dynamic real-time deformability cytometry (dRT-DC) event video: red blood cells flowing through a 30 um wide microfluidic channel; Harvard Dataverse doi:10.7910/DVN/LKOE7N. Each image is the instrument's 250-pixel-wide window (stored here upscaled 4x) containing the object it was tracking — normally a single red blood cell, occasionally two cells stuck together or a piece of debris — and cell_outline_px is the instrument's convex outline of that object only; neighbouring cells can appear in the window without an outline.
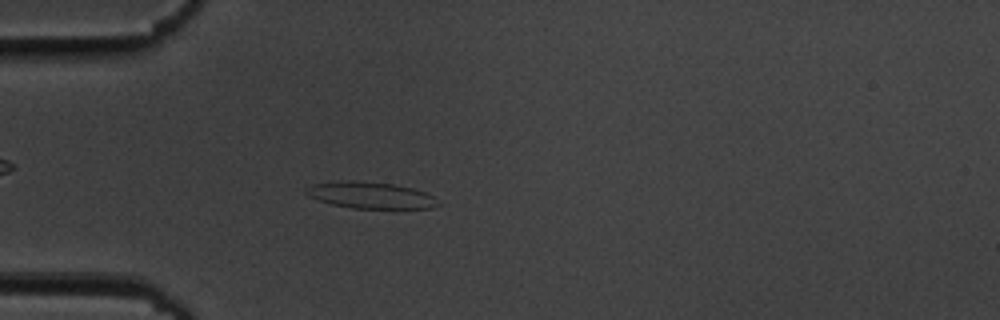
{"species": "common noctule bat (a hibernating species)", "species_latin": "Nyctalus noctula", "temperature_condition": "cold", "stored_images_in_passage": 54, "camera_frame_rate_fps": 3000, "um_per_image_px": 0.085, "animal": {"sex": "male", "body_mass_g": 19.5, "forearm_length_mm": 54.6}, "frame": {"image": 1, "passage_image": 15, "time_ms": 4.667, "image_size_px": [1000, 320], "cell_outline_px": [[440, 204], [432, 208], [352, 208], [332, 204], [308, 196], [304, 192], [304, 188], [312, 184], [348, 180], [352, 180], [392, 184], [412, 188], [424, 192], [432, 196]], "centroid_in_image_um": [31.45, 16.59], "position_along_channel_um": 53.5, "area_um2": 20.17}}
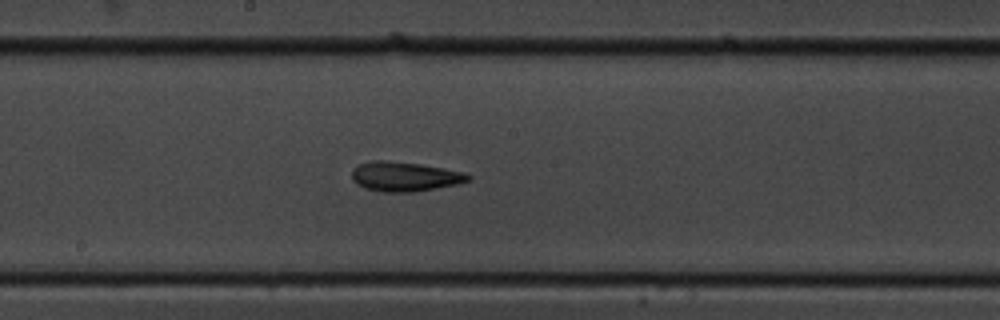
{"frame": {"image": 2, "passage_image": 29, "time_ms": 9.333, "image_size_px": [1000, 320], "cell_outline_px": [[472, 180], [456, 184], [436, 188], [412, 192], [380, 192], [364, 188], [356, 184], [352, 180], [352, 168], [360, 164], [372, 160], [384, 160], [420, 164], [444, 168], [460, 172], [472, 176]], "centroid_in_image_um": [34.36, 15.01], "position_along_channel_um": 213.8, "area_um2": 20.06}}
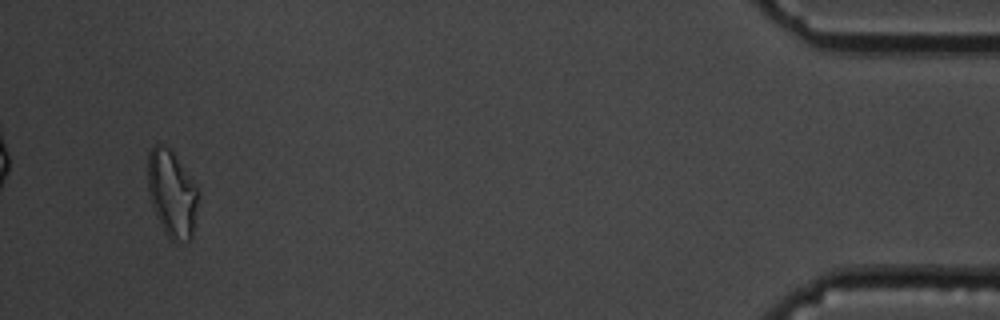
{"frame": {"image": 3, "passage_image": 52, "time_ms": 17.0, "image_size_px": [1000, 320], "cell_outline_px": [[196, 204], [192, 240], [172, 240], [164, 232], [156, 216], [148, 192], [148, 152], [152, 144], [160, 144], [168, 148], [176, 156], [196, 188]], "centroid_in_image_um": [14.56, 16.44], "position_along_channel_um": 420.6, "area_um2": 24.8}, "authors_computed_cell_mechanics": {"area_um2": 20.1722, "velocity_mm_per_s": 3.6366, "shape_relaxation_time_tau1_ms": 3.7324, "shape_relaxation_time_tau2_ms": 4.3423, "deformation_change_tau1": 0.1223, "deformation_change_tau2": 0.1346}}